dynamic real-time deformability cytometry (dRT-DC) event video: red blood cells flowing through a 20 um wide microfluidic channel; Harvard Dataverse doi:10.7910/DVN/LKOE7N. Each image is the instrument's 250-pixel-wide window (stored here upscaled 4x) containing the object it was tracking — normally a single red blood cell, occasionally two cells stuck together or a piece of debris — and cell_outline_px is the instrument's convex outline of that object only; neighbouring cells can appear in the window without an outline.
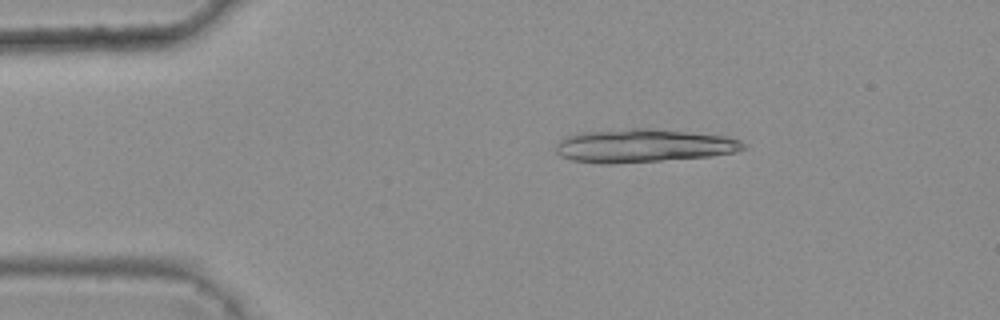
{"species": "common noctule bat (a hibernating species)", "species_latin": "Nyctalus noctula", "temperature_condition": "warm", "stored_images_in_passage": 4, "camera_frame_rate_fps": 3000, "um_per_image_px": 0.085, "animal": {"sex": "female", "body_mass_g": 25.1}, "frame": {"image": 1, "passage_image": 3, "time_ms": 0.667, "image_size_px": [1000, 320], "cell_outline_px": [[744, 148], [736, 152], [712, 156], [612, 164], [600, 164], [572, 160], [560, 156], [556, 152], [556, 144], [560, 140], [576, 132], [628, 128], [648, 128], [688, 132], [724, 136], [740, 140], [744, 144]], "centroid_in_image_um": [54.63, 12.38], "position_along_channel_um": 30.4, "area_um2": 36.47}}